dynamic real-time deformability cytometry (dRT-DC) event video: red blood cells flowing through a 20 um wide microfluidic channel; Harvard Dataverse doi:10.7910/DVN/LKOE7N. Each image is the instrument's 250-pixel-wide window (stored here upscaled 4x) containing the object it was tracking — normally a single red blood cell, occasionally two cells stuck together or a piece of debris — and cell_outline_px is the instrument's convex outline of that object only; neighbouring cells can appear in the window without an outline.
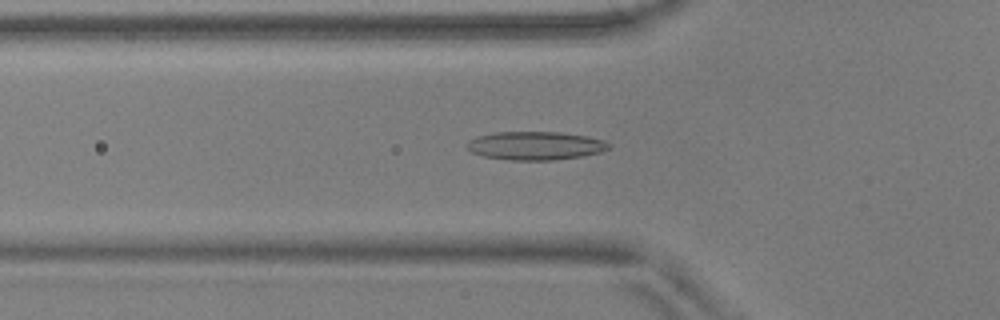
{"species": "common noctule bat (a hibernating species)", "species_latin": "Nyctalus noctula", "temperature_condition": "warm", "stored_images_in_passage": 55, "camera_frame_rate_fps": 3000, "um_per_image_px": 0.085, "animal": {"sex": "male", "body_mass_g": 17.9, "forearm_length_mm": 54.2}, "frame": {"image": 1, "passage_image": 19, "time_ms": 6.0, "image_size_px": [1000, 320], "cell_outline_px": [[612, 144], [608, 148], [600, 152], [580, 156], [556, 160], [508, 160], [484, 156], [472, 152], [464, 144], [468, 140], [476, 136], [496, 132], [560, 132], [588, 136], [604, 140]], "centroid_in_image_um": [45.49, 12.38], "position_along_channel_um": 80.3, "area_um2": 23.58}}
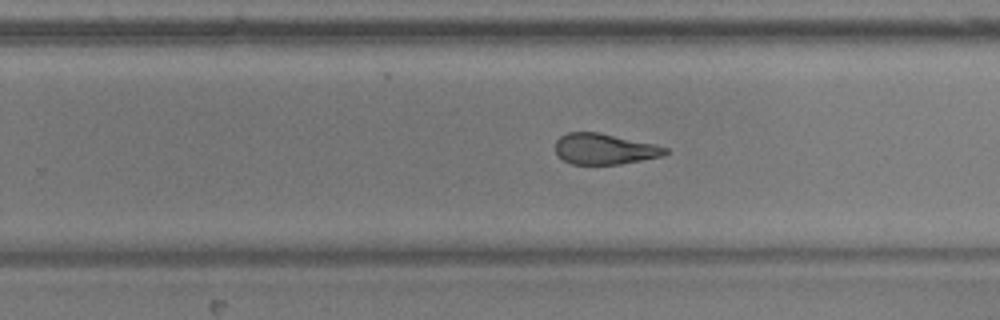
{"frame": {"image": 2, "passage_image": 35, "time_ms": 11.333, "image_size_px": [1000, 320], "cell_outline_px": [[668, 152], [664, 156], [620, 164], [572, 164], [556, 156], [556, 140], [560, 136], [568, 132], [596, 132], [656, 144], [668, 148]], "centroid_in_image_um": [51.38, 12.66], "position_along_channel_um": 278.4, "area_um2": 19.77}}
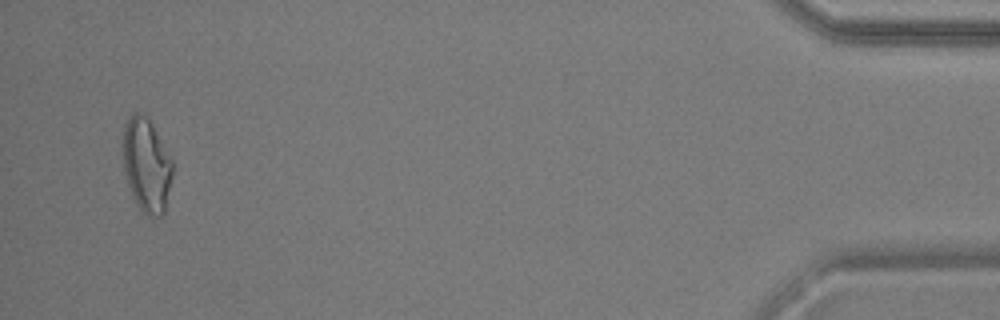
{"frame": {"image": 3, "passage_image": 53, "time_ms": 17.333, "image_size_px": [1000, 320], "cell_outline_px": [[172, 176], [164, 212], [160, 216], [152, 216], [144, 212], [136, 204], [132, 196], [124, 172], [124, 124], [128, 116], [132, 112], [140, 112], [148, 116], [172, 160]], "centroid_in_image_um": [12.45, 13.99], "position_along_channel_um": 422.8, "area_um2": 26.93}, "authors_computed_cell_mechanics": {"area_um2": 21.675, "velocity_mm_per_s": 3.6977, "shape_relaxation_time_tau1_ms": null, "shape_relaxation_time_tau2_ms": 2.4057, "deformation_change_tau1": null, "deformation_change_tau2": 0.1081}}